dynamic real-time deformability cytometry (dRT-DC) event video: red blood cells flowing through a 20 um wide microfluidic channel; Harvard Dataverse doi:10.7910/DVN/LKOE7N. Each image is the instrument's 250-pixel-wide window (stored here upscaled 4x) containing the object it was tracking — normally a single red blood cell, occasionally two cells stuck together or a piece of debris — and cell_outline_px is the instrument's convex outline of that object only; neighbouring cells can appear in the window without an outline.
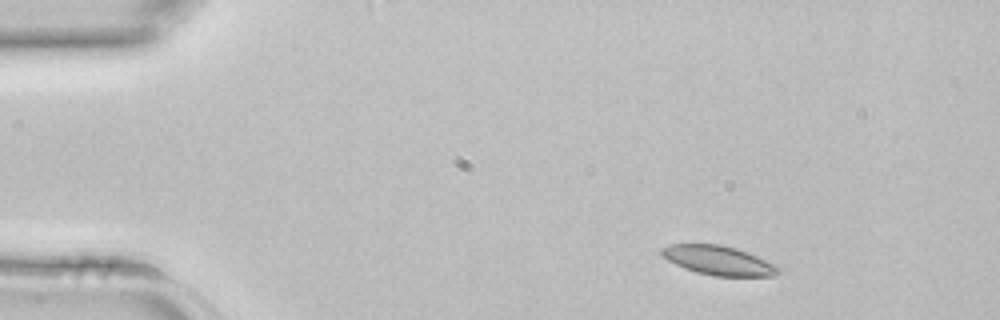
{"species": "common noctule bat (a hibernating species)", "species_latin": "Nyctalus noctula", "temperature_condition": "room temperature", "stored_images_in_passage": 3, "camera_frame_rate_fps": 3000, "um_per_image_px": 0.085, "animal": {"sex": "female", "body_mass_g": 22.7, "forearm_length_mm": 54.2}, "frame": {"image": 1, "passage_image": 1, "time_ms": 0.0, "image_size_px": [1000, 320], "cell_outline_px": [[784, 268], [776, 276], [712, 276], [696, 272], [684, 268], [668, 260], [660, 252], [660, 248], [668, 244], [720, 244], [736, 248], [748, 252], [776, 264]], "centroid_in_image_um": [61.12, 22.14], "position_along_channel_um": 23.9, "area_um2": 20.17}}